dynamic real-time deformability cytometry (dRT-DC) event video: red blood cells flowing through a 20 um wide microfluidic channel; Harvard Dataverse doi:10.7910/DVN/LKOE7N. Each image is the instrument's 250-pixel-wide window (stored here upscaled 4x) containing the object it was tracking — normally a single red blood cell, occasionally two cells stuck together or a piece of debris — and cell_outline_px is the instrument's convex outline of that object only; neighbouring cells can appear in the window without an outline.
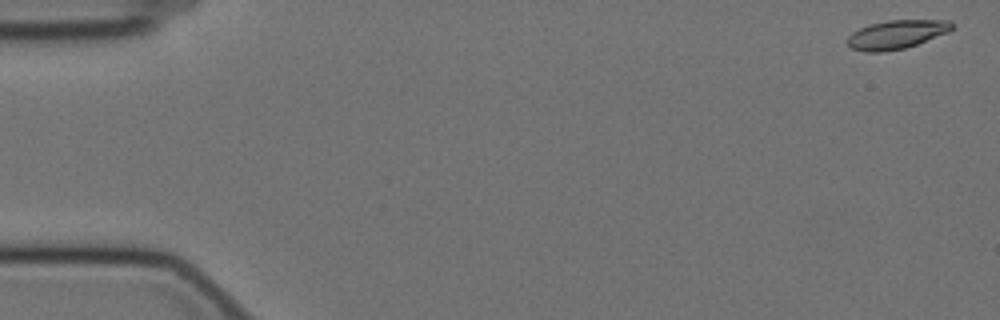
{"species": "Egyptian fruit bat (a non-hibernating species)", "species_latin": "Rousettus aegyptiacus", "temperature_condition": "cold", "stored_images_in_passage": 25, "camera_frame_rate_fps": 3000, "um_per_image_px": 0.085, "animal": {"sex": "female"}, "frame": {"image": 1, "passage_image": 1, "time_ms": 0.0, "image_size_px": [1000, 320], "cell_outline_px": [[956, 24], [948, 32], [916, 44], [904, 48], [880, 52], [868, 52], [852, 48], [848, 44], [848, 36], [852, 32], [860, 28], [872, 24], [888, 20], [948, 20]], "centroid_in_image_um": [76.22, 2.92], "position_along_channel_um": 8.8, "area_um2": 17.22}}
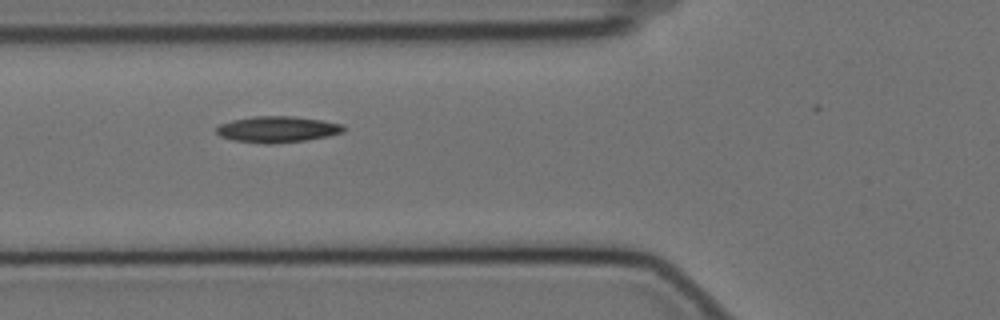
{"frame": {"image": 2, "passage_image": 21, "time_ms": 6.667, "image_size_px": [1000, 320], "cell_outline_px": [[344, 132], [328, 136], [308, 140], [268, 144], [260, 144], [232, 140], [220, 136], [216, 132], [216, 128], [220, 124], [232, 120], [252, 116], [292, 116], [320, 120], [344, 124]], "centroid_in_image_um": [23.56, 11.0], "position_along_channel_um": 102.2, "area_um2": 19.54}}
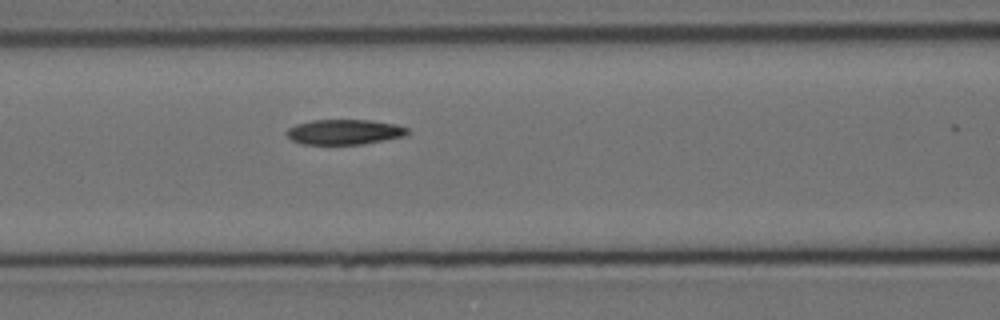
{"frame": {"image": 3, "passage_image": 24, "time_ms": 7.667, "image_size_px": [1000, 320], "cell_outline_px": [[408, 132], [404, 136], [364, 144], [300, 144], [292, 140], [284, 132], [288, 128], [296, 124], [312, 120], [372, 120], [396, 124], [408, 128]], "centroid_in_image_um": [29.25, 11.21], "position_along_channel_um": 137.4, "area_um2": 17.74}}